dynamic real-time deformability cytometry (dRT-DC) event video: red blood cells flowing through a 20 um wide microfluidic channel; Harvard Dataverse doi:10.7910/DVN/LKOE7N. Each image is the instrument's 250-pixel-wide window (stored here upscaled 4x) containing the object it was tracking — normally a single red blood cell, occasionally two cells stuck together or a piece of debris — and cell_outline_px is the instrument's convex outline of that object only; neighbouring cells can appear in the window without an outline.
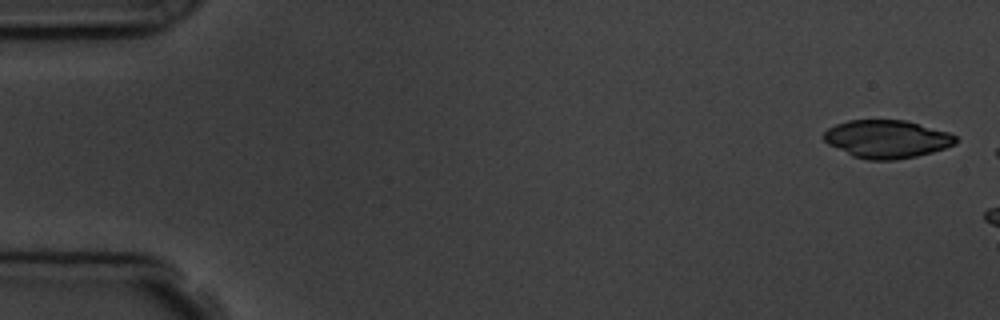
{"species": "common noctule bat (a hibernating species)", "species_latin": "Nyctalus noctula", "temperature_condition": "room temperature", "stored_images_in_passage": 2, "camera_frame_rate_fps": 3000, "um_per_image_px": 0.085, "animal": {"sex": "male", "body_mass_g": 19.5, "forearm_length_mm": 54.6}, "frame": {"image": 1, "passage_image": 1, "time_ms": 0.0, "image_size_px": [1000, 320], "cell_outline_px": [[956, 144], [932, 152], [916, 156], [896, 160], [868, 160], [852, 156], [828, 144], [824, 140], [824, 132], [828, 128], [836, 124], [848, 120], [904, 120], [948, 132], [956, 136]], "centroid_in_image_um": [75.36, 11.82], "position_along_channel_um": 9.6, "area_um2": 29.07}}